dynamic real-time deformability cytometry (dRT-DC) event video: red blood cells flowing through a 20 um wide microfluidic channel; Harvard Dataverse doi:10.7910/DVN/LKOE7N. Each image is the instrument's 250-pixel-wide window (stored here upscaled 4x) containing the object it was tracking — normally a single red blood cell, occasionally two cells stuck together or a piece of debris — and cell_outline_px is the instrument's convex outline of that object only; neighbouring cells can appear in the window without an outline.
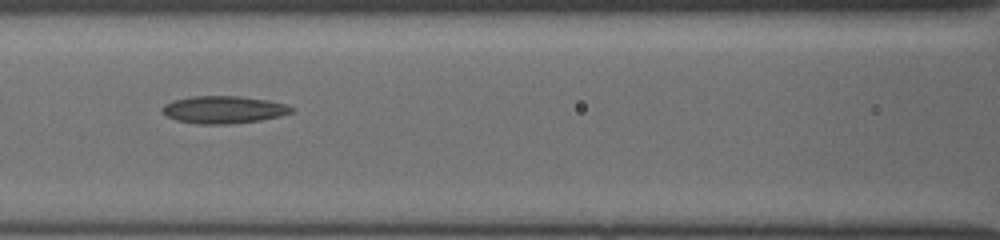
{"species": "common noctule bat (a hibernating species)", "species_latin": "Nyctalus noctula", "temperature_condition": "cold", "stored_images_in_passage": 29, "camera_frame_rate_fps": 3000, "um_per_image_px": 0.085, "animal": {"sex": "female", "body_mass_g": 19.5, "forearm_length_mm": 54.1}, "frame": {"image": 1, "passage_image": 7, "time_ms": 2.0, "image_size_px": [1000, 240], "cell_outline_px": [[296, 108], [292, 112], [280, 116], [260, 120], [232, 124], [196, 124], [176, 120], [160, 112], [160, 108], [164, 104], [172, 100], [192, 96], [240, 96], [268, 100], [284, 104]], "centroid_in_image_um": [18.97, 9.32], "position_along_channel_um": 147.6, "area_um2": 20.87}}
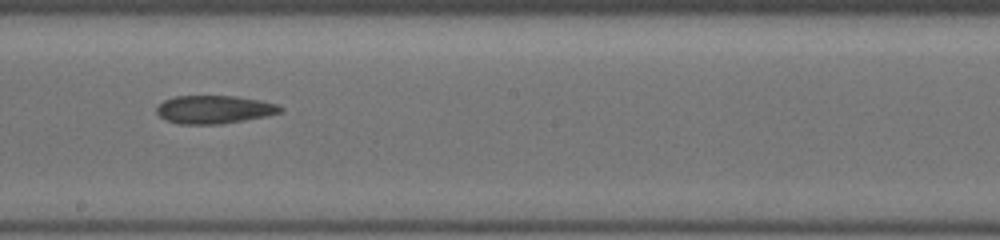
{"frame": {"image": 2, "passage_image": 13, "time_ms": 4.0, "image_size_px": [1000, 240], "cell_outline_px": [[284, 108], [280, 112], [268, 116], [220, 124], [176, 124], [160, 116], [156, 112], [156, 108], [164, 100], [176, 96], [236, 96], [260, 100], [276, 104]], "centroid_in_image_um": [18.21, 9.31], "position_along_channel_um": 230.0, "area_um2": 20.23}}
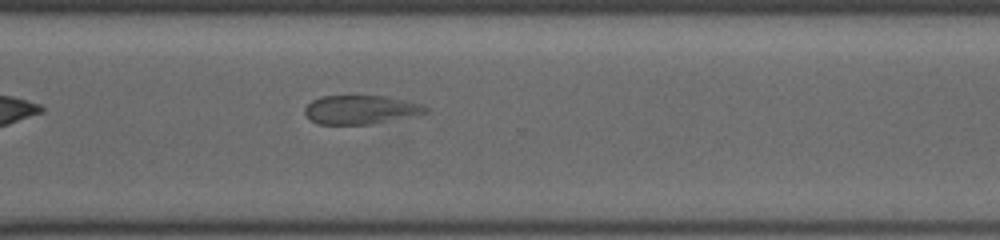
{"frame": {"image": 3, "passage_image": 21, "time_ms": 6.667, "image_size_px": [1000, 240], "cell_outline_px": [[428, 112], [368, 124], [316, 124], [304, 112], [304, 108], [312, 100], [320, 96], [384, 96], [404, 100], [420, 104], [428, 108]], "centroid_in_image_um": [30.59, 9.31], "position_along_channel_um": 340.0, "area_um2": 19.83}}